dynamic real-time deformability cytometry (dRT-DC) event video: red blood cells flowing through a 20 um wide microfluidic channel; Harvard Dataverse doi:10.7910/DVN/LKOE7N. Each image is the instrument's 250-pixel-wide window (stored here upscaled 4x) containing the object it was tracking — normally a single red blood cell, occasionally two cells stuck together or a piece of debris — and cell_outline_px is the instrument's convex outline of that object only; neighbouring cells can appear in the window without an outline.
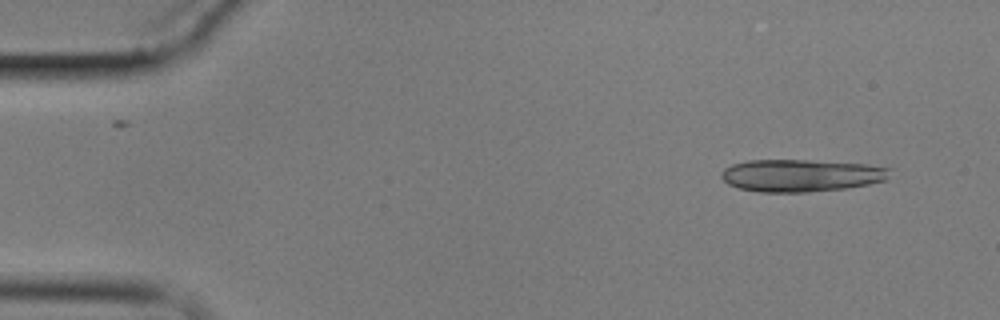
{"species": "common noctule bat (a hibernating species)", "species_latin": "Nyctalus noctula", "temperature_condition": "cold", "stored_images_in_passage": 5, "camera_frame_rate_fps": 3000, "um_per_image_px": 0.085, "animal": {"sex": "male", "body_mass_g": 17.9}, "frame": {"image": 1, "passage_image": 1, "time_ms": 0.0, "image_size_px": [1000, 320], "cell_outline_px": [[892, 168], [888, 180], [868, 184], [844, 188], [808, 192], [760, 192], [740, 188], [728, 184], [720, 176], [720, 172], [724, 168], [732, 164], [748, 160], [808, 160], [868, 164]], "centroid_in_image_um": [68.11, 14.9], "position_along_channel_um": 16.9, "area_um2": 31.96}}